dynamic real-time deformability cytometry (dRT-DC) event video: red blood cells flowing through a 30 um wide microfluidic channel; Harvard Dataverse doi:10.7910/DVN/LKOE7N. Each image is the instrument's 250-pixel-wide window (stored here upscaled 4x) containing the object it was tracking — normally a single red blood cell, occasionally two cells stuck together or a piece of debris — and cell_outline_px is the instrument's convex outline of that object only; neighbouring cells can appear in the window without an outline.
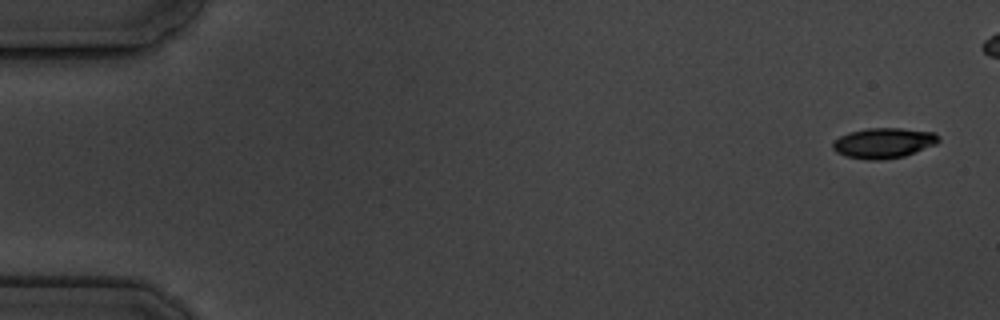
{"species": "common noctule bat (a hibernating species)", "species_latin": "Nyctalus noctula", "temperature_condition": "cold", "stored_images_in_passage": 9, "segment_of_instrument_passage": [1, 2], "camera_frame_rate_fps": 3000, "um_per_image_px": 0.085, "animal": {"sex": "male", "body_mass_g": 19.5, "forearm_length_mm": 54.6}, "frame": {"image": 1, "passage_image": 1, "time_ms": 0.0, "image_size_px": [1000, 320], "cell_outline_px": [[940, 140], [936, 144], [904, 156], [880, 160], [864, 160], [844, 156], [836, 152], [832, 148], [832, 144], [840, 136], [848, 132], [868, 128], [900, 128], [936, 132], [940, 136]], "centroid_in_image_um": [75.11, 12.15], "position_along_channel_um": 9.9, "area_um2": 18.84}}
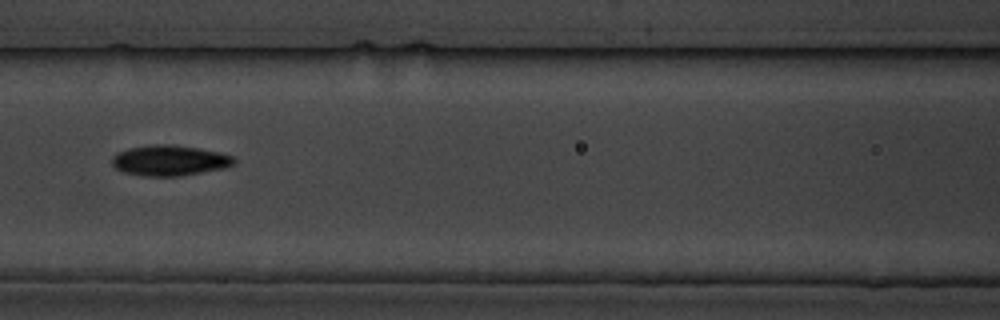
{"frame": {"image": 2, "passage_image": 8, "time_ms": 8.0, "image_size_px": [1000, 320], "cell_outline_px": [[236, 160], [232, 164], [224, 168], [180, 176], [144, 176], [124, 172], [116, 168], [112, 164], [112, 156], [116, 152], [128, 148], [152, 144], [172, 144], [220, 152], [232, 156]], "centroid_in_image_um": [14.38, 13.63], "position_along_channel_um": 152.2, "area_um2": 21.68}}